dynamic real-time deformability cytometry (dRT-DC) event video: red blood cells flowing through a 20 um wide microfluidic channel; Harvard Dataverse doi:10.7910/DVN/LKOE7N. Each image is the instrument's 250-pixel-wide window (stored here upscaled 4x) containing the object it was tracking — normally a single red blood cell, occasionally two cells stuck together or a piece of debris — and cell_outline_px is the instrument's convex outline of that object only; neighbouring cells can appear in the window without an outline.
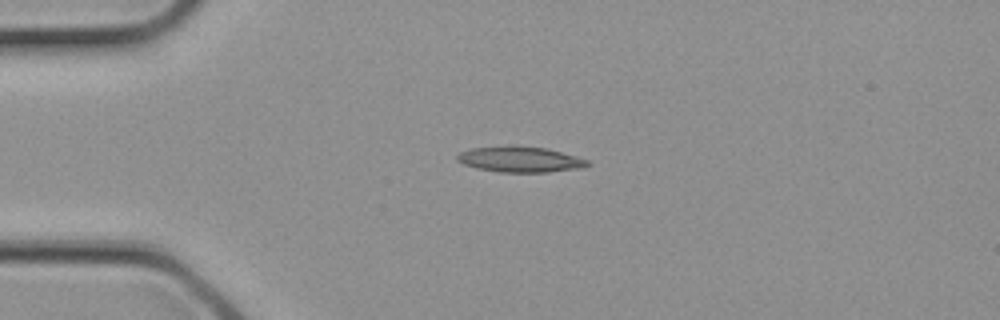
{"species": "common noctule bat (a hibernating species)", "species_latin": "Nyctalus noctula", "temperature_condition": "cold", "stored_images_in_passage": 1, "camera_frame_rate_fps": 3000, "um_per_image_px": 0.085, "animal": {"sex": "female", "body_mass_g": 21.9}, "frame": {"image": 1, "passage_image": 1, "time_ms": 0.0, "image_size_px": [1000, 320], "cell_outline_px": [[592, 164], [584, 168], [548, 172], [500, 172], [476, 168], [464, 164], [456, 160], [456, 156], [460, 152], [472, 148], [548, 148], [576, 156], [588, 160]], "centroid_in_image_um": [44.28, 13.59], "position_along_channel_um": 40.7, "area_um2": 18.84}}